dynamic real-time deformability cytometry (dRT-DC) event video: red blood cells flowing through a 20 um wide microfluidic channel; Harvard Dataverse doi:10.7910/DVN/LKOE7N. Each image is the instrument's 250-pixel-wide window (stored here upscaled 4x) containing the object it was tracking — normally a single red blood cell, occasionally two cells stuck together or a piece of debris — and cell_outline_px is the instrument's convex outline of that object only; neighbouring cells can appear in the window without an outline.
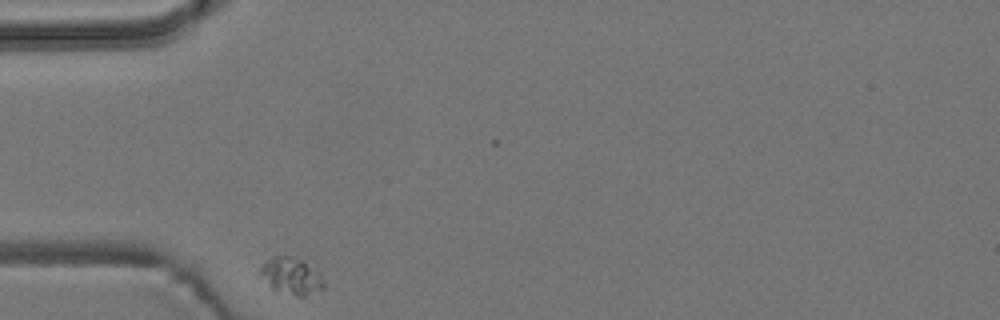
{"species": "common noctule bat (a hibernating species)", "species_latin": "Nyctalus noctula", "temperature_condition": "room temperature", "stored_images_in_passage": 2, "camera_frame_rate_fps": 3000, "um_per_image_px": 0.085, "animal": {"sex": "male", "body_mass_g": 19.2, "forearm_length_mm": 51.8}, "frame": {"image": 1, "passage_image": 1, "time_ms": 0.0, "image_size_px": [1000, 320], "cell_outline_px": [[324, 288], [304, 296], [296, 296], [276, 292], [272, 288], [260, 272], [260, 268], [272, 256], [292, 256], [300, 260], [320, 276], [324, 280]], "centroid_in_image_um": [24.74, 23.49], "position_along_channel_um": 60.3, "area_um2": 13.06}}
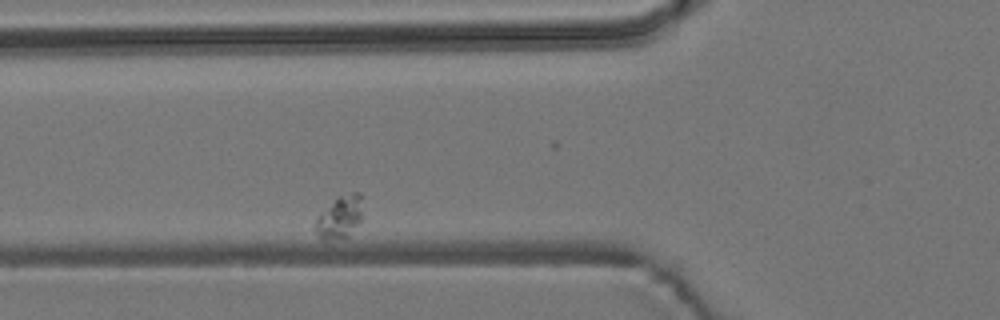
{"frame": {"image": 2, "passage_image": 2, "time_ms": 1.667, "image_size_px": [1000, 320], "cell_outline_px": [[364, 216], [348, 236], [324, 240], [316, 232], [316, 220], [336, 196], [352, 192], [360, 192]], "centroid_in_image_um": [28.94, 18.4], "position_along_channel_um": 96.9, "area_um2": 11.56}}